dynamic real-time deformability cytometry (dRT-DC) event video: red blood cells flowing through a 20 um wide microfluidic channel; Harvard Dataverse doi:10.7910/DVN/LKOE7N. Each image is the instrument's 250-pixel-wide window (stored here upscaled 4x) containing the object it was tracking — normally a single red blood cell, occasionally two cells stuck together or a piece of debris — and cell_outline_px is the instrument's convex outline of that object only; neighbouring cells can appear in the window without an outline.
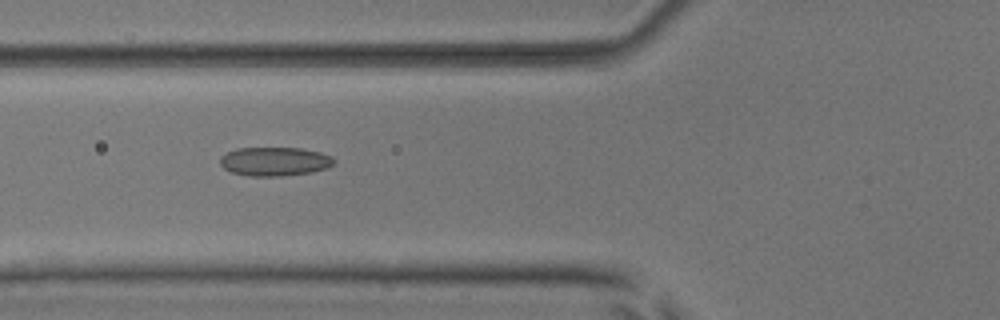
{"species": "common noctule bat (a hibernating species)", "species_latin": "Nyctalus noctula", "temperature_condition": "room temperature", "stored_images_in_passage": 35, "camera_frame_rate_fps": 3000, "um_per_image_px": 0.085, "animal": {"sex": "male", "body_mass_g": 17.9, "forearm_length_mm": 54.2}, "frame": {"image": 1, "passage_image": 3, "time_ms": 0.667, "image_size_px": [1000, 320], "cell_outline_px": [[336, 160], [328, 168], [312, 172], [280, 176], [248, 176], [232, 172], [224, 168], [220, 164], [220, 156], [236, 148], [300, 148], [320, 152], [332, 156]], "centroid_in_image_um": [23.35, 13.72], "position_along_channel_um": 102.4, "area_um2": 19.19}}
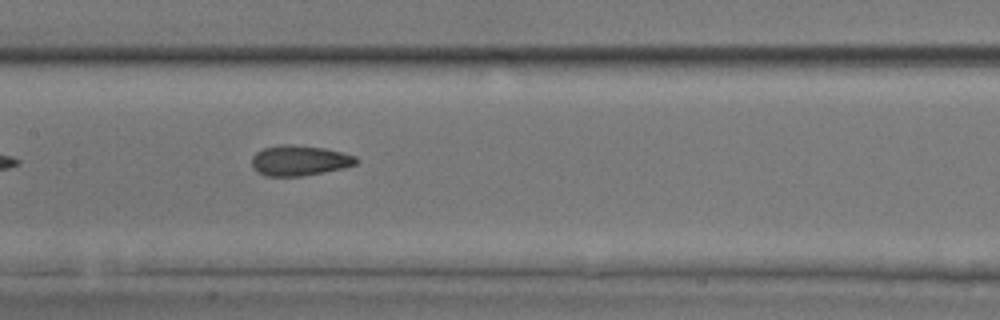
{"frame": {"image": 2, "passage_image": 9, "time_ms": 2.667, "image_size_px": [1000, 320], "cell_outline_px": [[360, 160], [356, 164], [344, 168], [324, 172], [300, 176], [264, 176], [252, 164], [252, 156], [256, 152], [264, 148], [280, 144], [288, 144], [324, 148], [356, 156]], "centroid_in_image_um": [25.48, 13.64], "position_along_channel_um": 181.9, "area_um2": 18.32}}
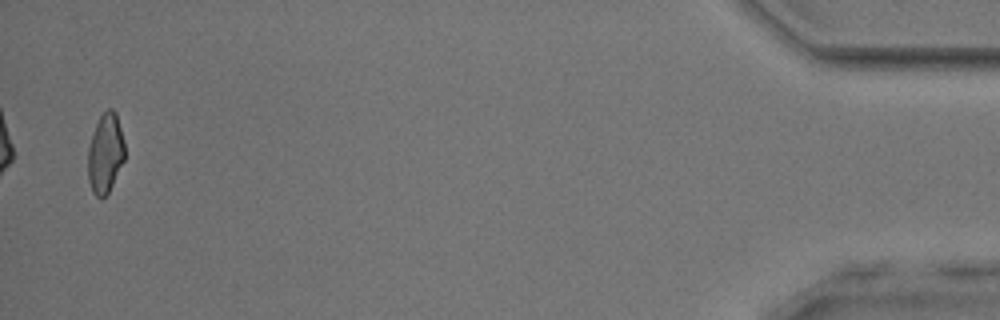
{"frame": {"image": 3, "passage_image": 34, "time_ms": 11.0, "image_size_px": [1000, 320], "cell_outline_px": [[124, 160], [108, 192], [100, 200], [92, 192], [88, 180], [88, 148], [92, 132], [100, 116], [108, 108], [112, 108], [116, 112], [124, 140]], "centroid_in_image_um": [8.94, 13.02], "position_along_channel_um": 426.3, "area_um2": 17.11}}